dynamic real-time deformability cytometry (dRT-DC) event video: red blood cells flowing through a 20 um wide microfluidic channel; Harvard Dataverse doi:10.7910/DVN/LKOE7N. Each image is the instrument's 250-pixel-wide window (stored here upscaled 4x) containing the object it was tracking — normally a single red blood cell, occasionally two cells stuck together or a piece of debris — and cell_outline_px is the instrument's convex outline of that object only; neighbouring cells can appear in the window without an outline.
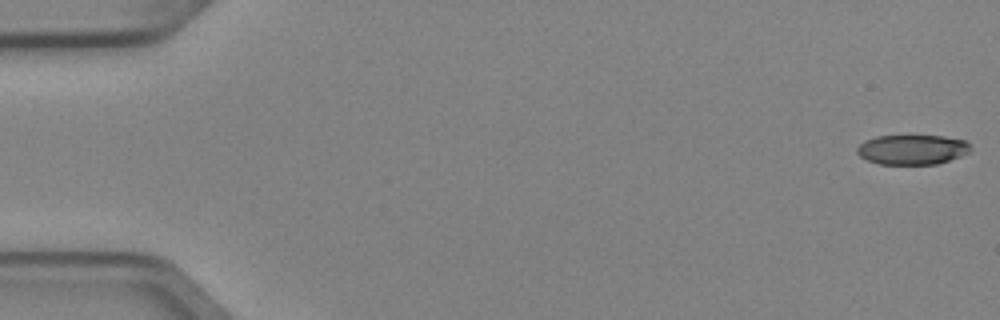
{"species": "Egyptian fruit bat (a non-hibernating species)", "species_latin": "Rousettus aegyptiacus", "temperature_condition": "cold", "stored_images_in_passage": 4, "camera_frame_rate_fps": 3000, "um_per_image_px": 0.085, "animal": {"sex": "female"}, "frame": {"image": 1, "passage_image": 1, "time_ms": 0.0, "image_size_px": [1000, 320], "cell_outline_px": [[972, 148], [968, 152], [960, 156], [936, 164], [880, 164], [868, 160], [860, 156], [856, 152], [856, 148], [864, 140], [876, 136], [944, 136], [968, 140], [972, 144]], "centroid_in_image_um": [77.56, 12.7], "position_along_channel_um": 7.4, "area_um2": 19.83}}
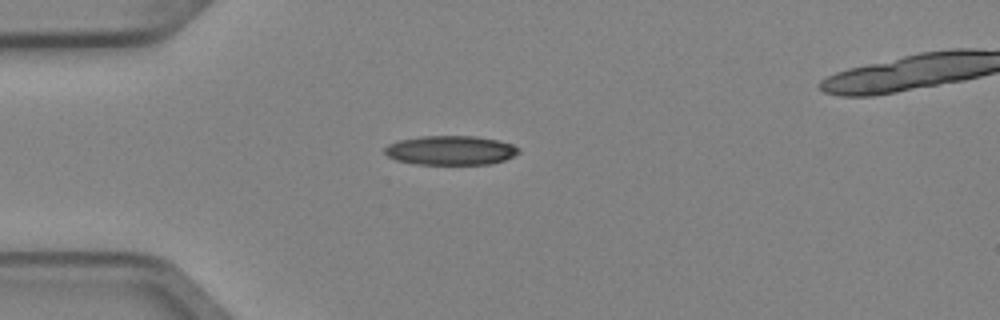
{"frame": {"image": 2, "passage_image": 4, "time_ms": 1.0, "image_size_px": [1000, 320], "cell_outline_px": [[520, 152], [504, 160], [488, 164], [416, 164], [396, 160], [388, 156], [384, 152], [384, 148], [388, 144], [400, 140], [420, 136], [476, 136], [496, 140], [512, 144], [520, 148]], "centroid_in_image_um": [38.29, 12.77], "position_along_channel_um": 46.7, "area_um2": 22.77}}